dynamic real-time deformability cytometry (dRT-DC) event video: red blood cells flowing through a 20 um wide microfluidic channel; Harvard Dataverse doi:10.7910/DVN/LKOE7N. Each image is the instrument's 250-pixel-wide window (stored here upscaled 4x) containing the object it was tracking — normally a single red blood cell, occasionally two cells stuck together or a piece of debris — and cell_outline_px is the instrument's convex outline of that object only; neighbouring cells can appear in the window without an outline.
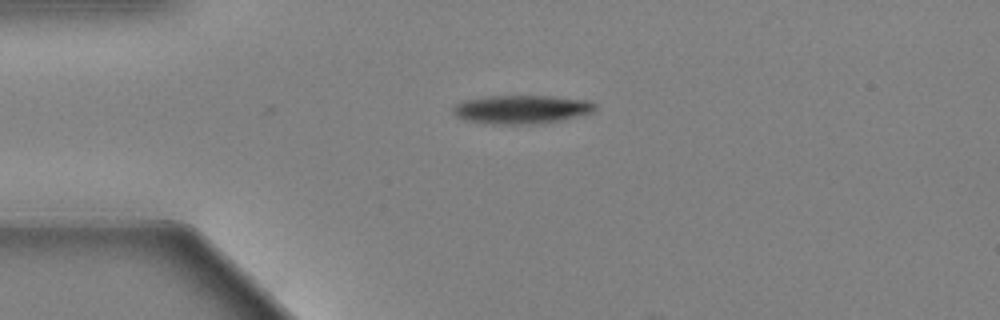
{"species": "Egyptian fruit bat (a non-hibernating species)", "species_latin": "Rousettus aegyptiacus", "temperature_condition": "warm", "stored_images_in_passage": 2, "camera_frame_rate_fps": 3000, "um_per_image_px": 0.085, "animal": {"sex": "female"}, "frame": {"image": 1, "passage_image": 2, "time_ms": 0.333, "image_size_px": [1000, 320], "cell_outline_px": [[596, 108], [592, 112], [584, 116], [536, 124], [492, 124], [464, 120], [456, 116], [452, 112], [452, 108], [456, 104], [464, 100], [488, 96], [552, 96], [588, 100], [596, 104]], "centroid_in_image_um": [44.35, 9.3], "position_along_channel_um": 40.7, "area_um2": 23.87}}